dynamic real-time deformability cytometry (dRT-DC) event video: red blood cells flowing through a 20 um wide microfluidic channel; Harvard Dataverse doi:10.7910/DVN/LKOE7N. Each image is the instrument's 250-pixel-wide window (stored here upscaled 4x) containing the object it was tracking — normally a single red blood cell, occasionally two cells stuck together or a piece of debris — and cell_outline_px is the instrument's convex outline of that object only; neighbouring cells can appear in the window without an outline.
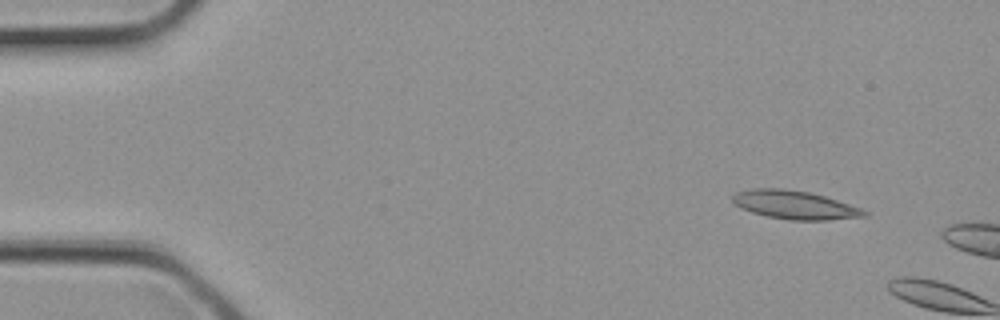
{"species": "common noctule bat (a hibernating species)", "species_latin": "Nyctalus noctula", "temperature_condition": "cold", "stored_images_in_passage": 2, "camera_frame_rate_fps": 3000, "um_per_image_px": 0.085, "animal": {"sex": "female", "body_mass_g": 21.9}, "frame": {"image": 1, "passage_image": 1, "time_ms": 0.0, "image_size_px": [1000, 320], "cell_outline_px": [[868, 216], [828, 220], [788, 220], [768, 216], [752, 212], [740, 208], [732, 200], [732, 196], [736, 192], [752, 188], [784, 188], [808, 192], [824, 196], [860, 208], [868, 212]], "centroid_in_image_um": [67.53, 17.41], "position_along_channel_um": 17.5, "area_um2": 21.73}}